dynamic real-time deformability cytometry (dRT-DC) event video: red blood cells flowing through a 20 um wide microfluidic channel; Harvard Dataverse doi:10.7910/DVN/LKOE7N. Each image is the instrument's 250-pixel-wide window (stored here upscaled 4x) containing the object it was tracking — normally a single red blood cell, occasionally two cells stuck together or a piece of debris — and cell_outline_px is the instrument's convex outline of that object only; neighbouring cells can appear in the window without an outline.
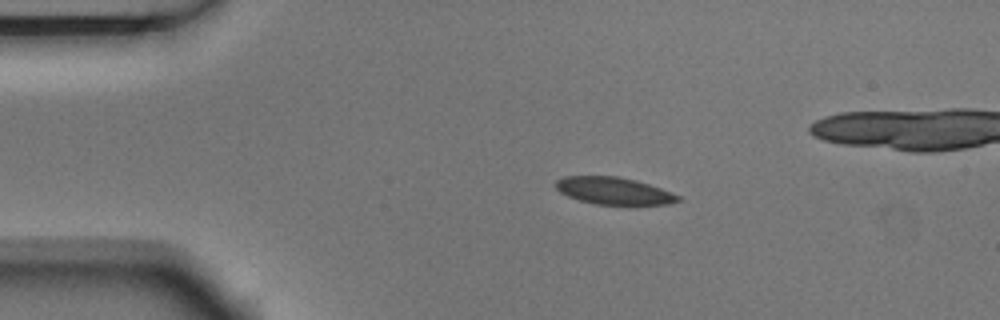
{"species": "Egyptian fruit bat (a non-hibernating species)", "species_latin": "Rousettus aegyptiacus", "temperature_condition": "room temperature", "stored_images_in_passage": 5, "camera_frame_rate_fps": 3000, "um_per_image_px": 0.085, "animal": {"sex": "male"}, "frame": {"image": 1, "passage_image": 2, "time_ms": 0.333, "image_size_px": [1000, 320], "cell_outline_px": [[684, 200], [668, 204], [636, 208], [596, 204], [580, 200], [568, 196], [560, 192], [556, 188], [556, 180], [564, 176], [620, 176], [636, 180], [660, 188], [680, 196]], "centroid_in_image_um": [52.27, 16.27], "position_along_channel_um": 32.7, "area_um2": 20.29}}
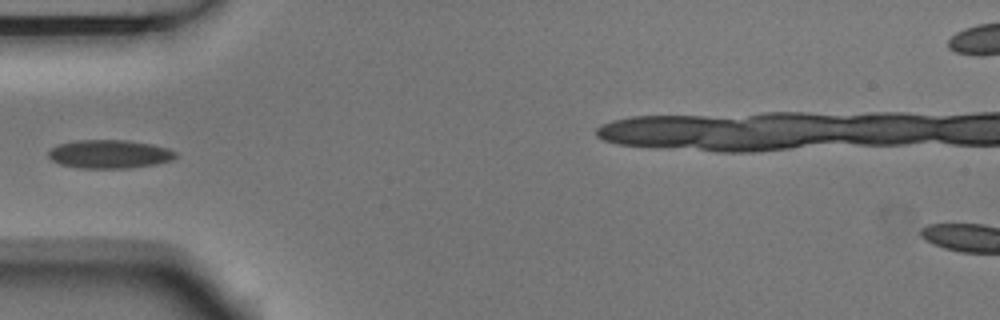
{"frame": {"image": 2, "passage_image": 4, "time_ms": 1.0, "image_size_px": [1000, 320], "cell_outline_px": [[176, 156], [172, 160], [156, 164], [128, 168], [76, 168], [60, 164], [52, 160], [48, 156], [48, 152], [52, 148], [60, 144], [76, 140], [124, 140], [152, 144], [168, 148], [176, 152]], "centroid_in_image_um": [9.31, 13.1], "position_along_channel_um": 75.7, "area_um2": 21.1}}
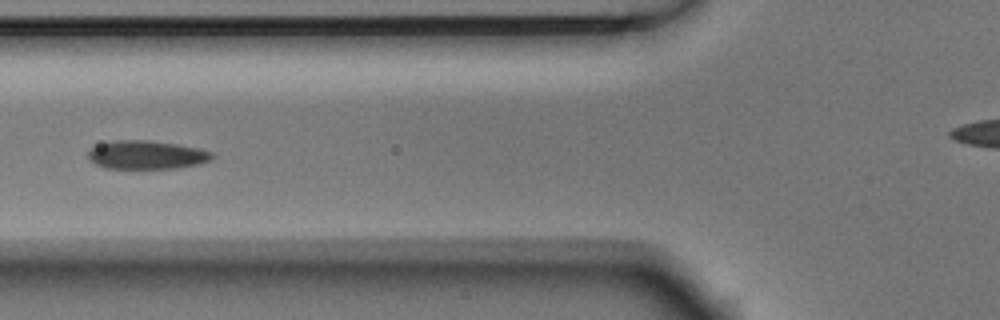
{"frame": {"image": 3, "passage_image": 5, "time_ms": 1.333, "image_size_px": [1000, 320], "cell_outline_px": [[216, 156], [200, 164], [180, 168], [104, 168], [88, 160], [88, 152], [92, 148], [100, 144], [112, 140], [148, 140], [176, 144], [200, 148], [212, 152]], "centroid_in_image_um": [12.47, 13.16], "position_along_channel_um": 113.3, "area_um2": 20.69}}